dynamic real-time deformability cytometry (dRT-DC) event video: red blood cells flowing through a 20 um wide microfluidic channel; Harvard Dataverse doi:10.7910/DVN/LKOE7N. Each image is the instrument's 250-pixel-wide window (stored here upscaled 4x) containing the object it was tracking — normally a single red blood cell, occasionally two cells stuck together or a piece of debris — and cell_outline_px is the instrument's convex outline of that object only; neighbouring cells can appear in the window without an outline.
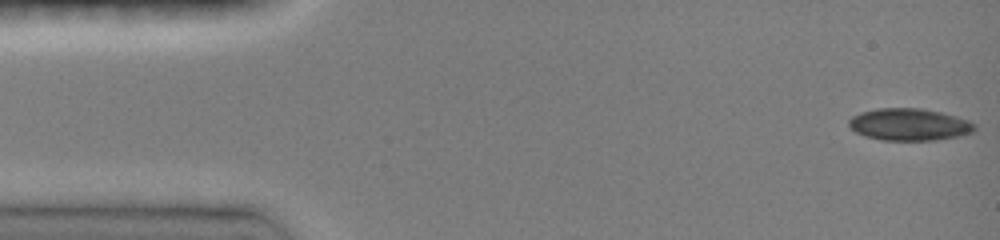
{"species": "common noctule bat (a hibernating species)", "species_latin": "Nyctalus noctula", "temperature_condition": "room temperature", "stored_images_in_passage": 10, "camera_frame_rate_fps": 3000, "um_per_image_px": 0.085, "animal": {"sex": "female", "body_mass_g": 19.0, "forearm_length_mm": 51.5}, "frame": {"image": 1, "passage_image": 1, "time_ms": 0.0, "image_size_px": [1000, 240], "cell_outline_px": [[976, 128], [972, 132], [960, 136], [936, 140], [880, 140], [864, 136], [856, 132], [848, 124], [848, 120], [852, 116], [860, 112], [876, 108], [920, 108], [940, 112], [956, 116], [968, 120], [976, 124]], "centroid_in_image_um": [77.28, 10.58], "position_along_channel_um": 7.7, "area_um2": 23.64}}
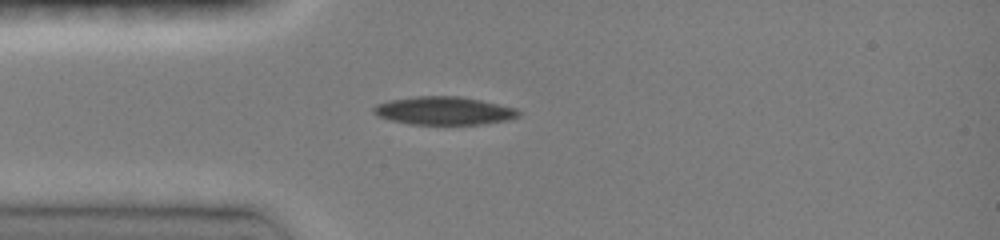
{"frame": {"image": 2, "passage_image": 8, "time_ms": 3.667, "image_size_px": [1000, 240], "cell_outline_px": [[520, 116], [508, 120], [484, 124], [408, 124], [376, 116], [372, 112], [372, 108], [376, 104], [388, 100], [416, 96], [460, 96], [480, 100], [516, 108], [520, 112]], "centroid_in_image_um": [37.71, 9.41], "position_along_channel_um": 47.3, "area_um2": 23.87}}